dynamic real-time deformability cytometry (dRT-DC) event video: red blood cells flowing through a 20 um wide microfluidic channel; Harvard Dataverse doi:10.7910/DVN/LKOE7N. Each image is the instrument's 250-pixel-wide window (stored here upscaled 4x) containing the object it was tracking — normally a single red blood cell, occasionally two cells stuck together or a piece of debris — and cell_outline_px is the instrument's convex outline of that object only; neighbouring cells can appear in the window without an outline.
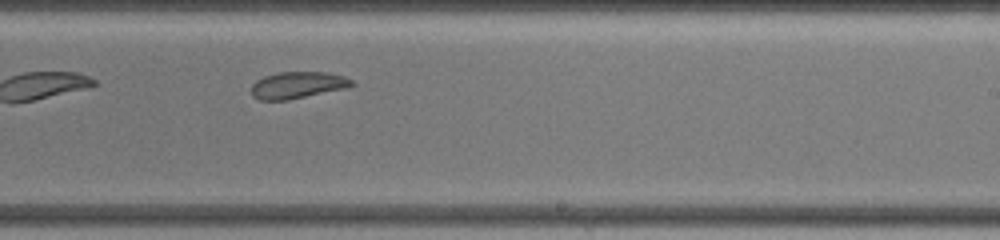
{"species": "common noctule bat (a hibernating species)", "species_latin": "Nyctalus noctula", "temperature_condition": "warm", "stored_images_in_passage": 20, "camera_frame_rate_fps": 3000, "um_per_image_px": 0.085, "animal": {"sex": "female", "body_mass_g": 19.5, "forearm_length_mm": 54.1}, "frame": {"image": 1, "passage_image": 12, "time_ms": 7.0, "image_size_px": [1000, 240], "cell_outline_px": [[356, 84], [348, 88], [288, 100], [260, 100], [252, 96], [252, 84], [256, 80], [264, 76], [280, 72], [324, 72], [344, 76], [352, 80]], "centroid_in_image_um": [25.31, 7.24], "position_along_channel_um": 263.7, "area_um2": 15.72}, "authors_computed_cell_mechanics": {"area_um2": 16.473, "velocity_mm_per_s": 3.4486, "shape_relaxation_time_tau1_ms": null, "shape_relaxation_time_tau2_ms": 2.858, "deformation_change_tau1": null, "deformation_change_tau2": 0.0795}}